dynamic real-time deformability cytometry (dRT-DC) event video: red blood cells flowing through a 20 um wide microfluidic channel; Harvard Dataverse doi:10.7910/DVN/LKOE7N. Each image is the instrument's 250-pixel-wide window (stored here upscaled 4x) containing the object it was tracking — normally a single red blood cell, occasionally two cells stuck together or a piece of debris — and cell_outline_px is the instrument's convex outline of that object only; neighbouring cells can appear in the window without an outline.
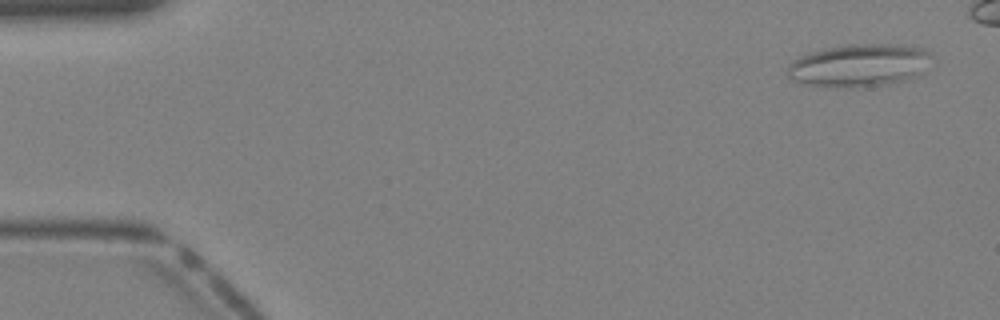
{"species": "Egyptian fruit bat (a non-hibernating species)", "species_latin": "Rousettus aegyptiacus", "temperature_condition": "warm", "stored_images_in_passage": 36, "segment_of_instrument_passage": [1, 2], "camera_frame_rate_fps": 3000, "um_per_image_px": 0.085, "animal": {"sex": "female"}, "frame": {"image": 1, "passage_image": 2, "time_ms": 0.333, "image_size_px": [1000, 320], "cell_outline_px": [[932, 56], [912, 76], [904, 80], [884, 84], [852, 88], [804, 84], [792, 80], [784, 76], [792, 60], [800, 56], [824, 48], [848, 44], [892, 44], [924, 48]], "centroid_in_image_um": [72.9, 5.54], "position_along_channel_um": 12.1, "area_um2": 35.32}}
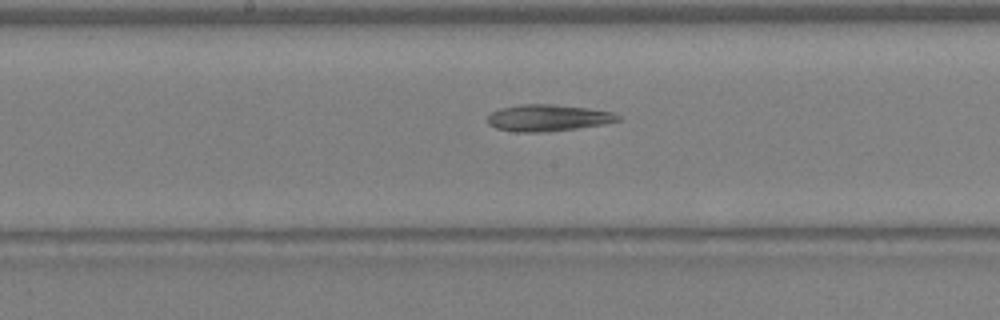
{"frame": {"image": 2, "passage_image": 21, "time_ms": 6.667, "image_size_px": [1000, 320], "cell_outline_px": [[620, 120], [600, 124], [576, 128], [544, 132], [516, 132], [496, 128], [488, 124], [488, 116], [492, 112], [500, 108], [520, 104], [552, 104], [588, 108], [612, 112], [620, 116]], "centroid_in_image_um": [46.53, 10.01], "position_along_channel_um": 201.7, "area_um2": 20.06}}
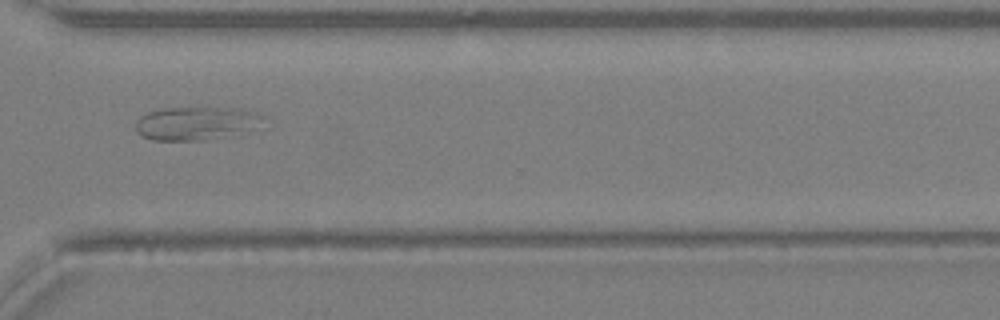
{"frame": {"image": 3, "passage_image": 30, "time_ms": 9.667, "image_size_px": [1000, 320], "cell_outline_px": [[264, 116], [248, 128], [208, 140], [152, 140], [140, 136], [136, 132], [136, 120], [140, 116], [148, 112], [164, 108], [240, 108], [260, 112]], "centroid_in_image_um": [16.52, 10.46], "position_along_channel_um": 354.1, "area_um2": 24.1}}